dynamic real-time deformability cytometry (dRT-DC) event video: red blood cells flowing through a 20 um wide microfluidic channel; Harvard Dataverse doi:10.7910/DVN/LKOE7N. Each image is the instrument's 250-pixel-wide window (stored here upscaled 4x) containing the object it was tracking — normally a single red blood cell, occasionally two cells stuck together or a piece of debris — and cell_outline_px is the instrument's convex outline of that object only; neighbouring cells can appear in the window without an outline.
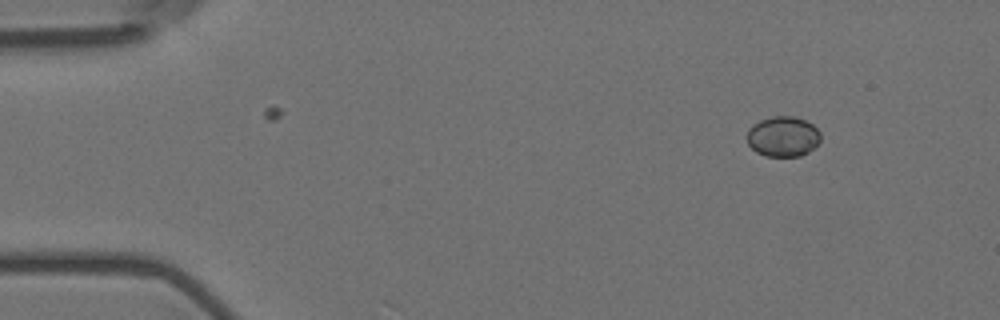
{"species": "Egyptian fruit bat (a non-hibernating species)", "species_latin": "Rousettus aegyptiacus", "temperature_condition": "room temperature", "stored_images_in_passage": 2, "camera_frame_rate_fps": 3000, "um_per_image_px": 0.085, "animal": {"sex": "female"}, "frame": {"image": 1, "passage_image": 1, "time_ms": 0.0, "image_size_px": [1000, 320], "cell_outline_px": [[820, 140], [808, 152], [800, 156], [764, 156], [756, 152], [748, 144], [748, 128], [752, 124], [760, 120], [772, 116], [796, 116], [812, 124], [820, 132]], "centroid_in_image_um": [66.54, 11.59], "position_along_channel_um": 18.5, "area_um2": 17.28}}